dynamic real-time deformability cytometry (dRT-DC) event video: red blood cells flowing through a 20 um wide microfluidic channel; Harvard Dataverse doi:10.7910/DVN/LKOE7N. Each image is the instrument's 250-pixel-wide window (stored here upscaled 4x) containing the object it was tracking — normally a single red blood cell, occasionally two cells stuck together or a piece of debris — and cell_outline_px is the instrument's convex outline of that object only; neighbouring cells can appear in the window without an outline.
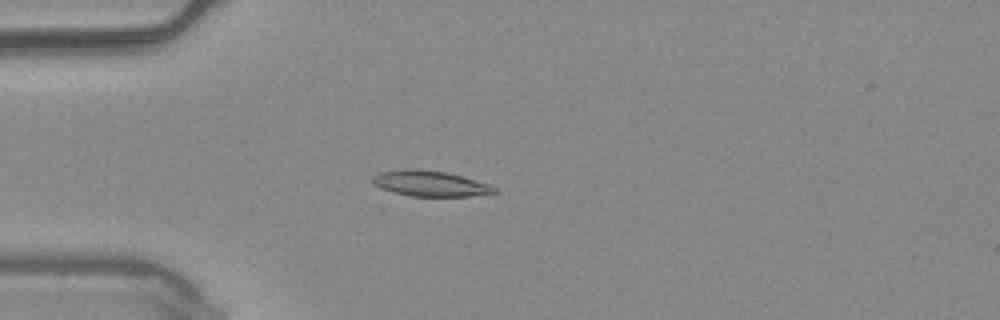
{"species": "common noctule bat (a hibernating species)", "species_latin": "Nyctalus noctula", "temperature_condition": "warm", "stored_images_in_passage": 5, "camera_frame_rate_fps": 3000, "um_per_image_px": 0.085, "animal": {"sex": "male", "body_mass_g": 20.4}, "frame": {"image": 1, "passage_image": 5, "time_ms": 1.333, "image_size_px": [1000, 320], "cell_outline_px": [[496, 192], [472, 196], [408, 196], [392, 192], [380, 188], [372, 184], [368, 180], [372, 176], [380, 172], [404, 168], [420, 168], [448, 172], [464, 176], [488, 184], [496, 188]], "centroid_in_image_um": [36.48, 15.58], "position_along_channel_um": 48.5, "area_um2": 18.61}}